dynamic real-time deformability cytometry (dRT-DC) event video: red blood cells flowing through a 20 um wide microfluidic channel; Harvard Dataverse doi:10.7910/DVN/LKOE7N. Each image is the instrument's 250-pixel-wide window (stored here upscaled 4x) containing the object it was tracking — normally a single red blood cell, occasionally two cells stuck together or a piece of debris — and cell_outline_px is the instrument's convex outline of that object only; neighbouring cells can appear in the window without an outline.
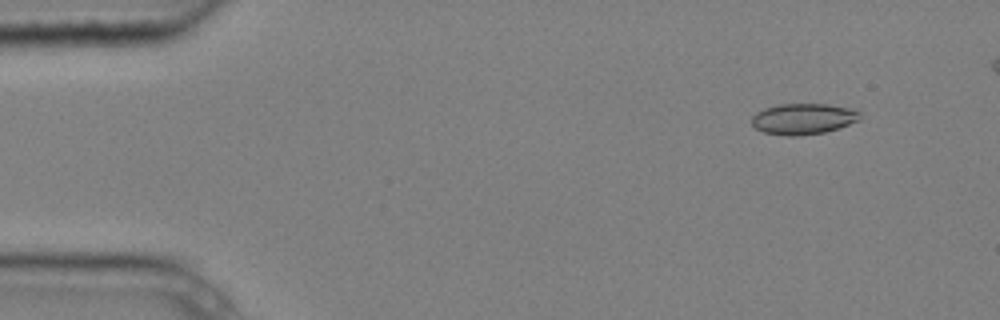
{"species": "common noctule bat (a hibernating species)", "species_latin": "Nyctalus noctula", "temperature_condition": "cold", "stored_images_in_passage": 5, "camera_frame_rate_fps": 3000, "um_per_image_px": 0.085, "animal": {"sex": "male", "body_mass_g": 20.4}, "frame": {"image": 1, "passage_image": 2, "time_ms": 0.333, "image_size_px": [1000, 320], "cell_outline_px": [[860, 120], [840, 128], [824, 132], [796, 136], [788, 136], [764, 132], [756, 128], [752, 124], [752, 116], [756, 112], [764, 108], [776, 104], [828, 104], [856, 108], [860, 112]], "centroid_in_image_um": [68.32, 10.09], "position_along_channel_um": 16.7, "area_um2": 19.77}}